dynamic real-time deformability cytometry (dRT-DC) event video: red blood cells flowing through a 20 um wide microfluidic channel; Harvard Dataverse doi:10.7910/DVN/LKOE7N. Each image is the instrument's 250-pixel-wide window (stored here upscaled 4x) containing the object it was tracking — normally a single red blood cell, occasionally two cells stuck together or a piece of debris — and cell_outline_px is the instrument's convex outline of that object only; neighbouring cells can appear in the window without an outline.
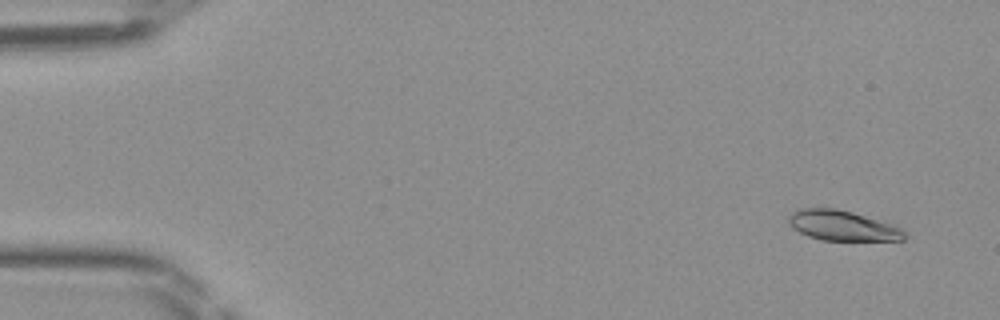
{"species": "Egyptian fruit bat (a non-hibernating species)", "species_latin": "Rousettus aegyptiacus", "temperature_condition": "room temperature", "stored_images_in_passage": 47, "camera_frame_rate_fps": 3000, "um_per_image_px": 0.085, "frame": {"image": 1, "passage_image": 2, "time_ms": 0.333, "image_size_px": [1000, 320], "cell_outline_px": [[908, 236], [904, 240], [824, 240], [808, 236], [792, 228], [788, 220], [788, 216], [792, 212], [800, 208], [836, 208], [852, 212], [892, 224], [900, 228]], "centroid_in_image_um": [71.6, 19.17], "position_along_channel_um": 13.4, "area_um2": 20.23}}
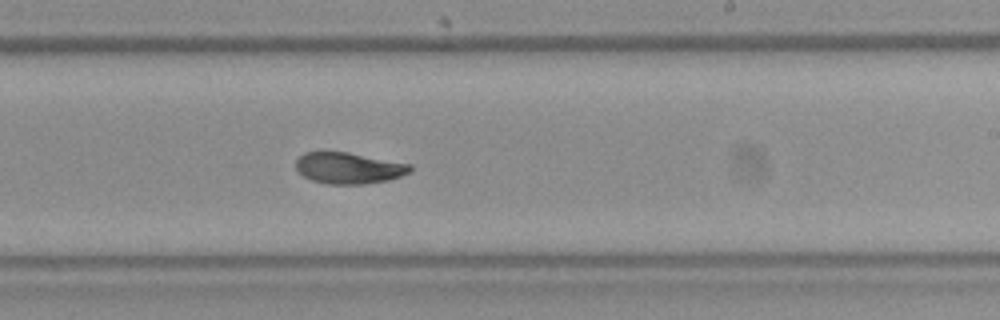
{"frame": {"image": 2, "passage_image": 28, "time_ms": 9.0, "image_size_px": [1000, 320], "cell_outline_px": [[412, 172], [388, 180], [360, 184], [328, 184], [312, 180], [304, 176], [296, 168], [296, 160], [304, 152], [348, 152], [412, 164]], "centroid_in_image_um": [29.67, 14.28], "position_along_channel_um": 259.3, "area_um2": 20.75}}
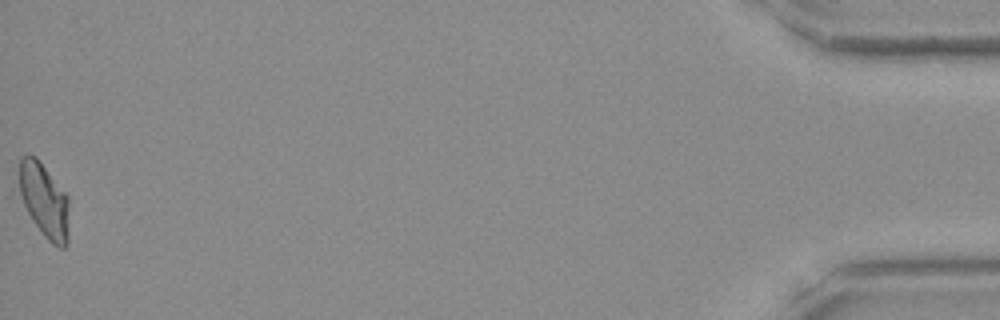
{"frame": {"image": 3, "passage_image": 47, "time_ms": 15.333, "image_size_px": [1000, 320], "cell_outline_px": [[68, 244], [64, 248], [60, 248], [52, 244], [44, 236], [32, 220], [24, 204], [20, 192], [20, 156], [36, 156], [68, 196]], "centroid_in_image_um": [3.79, 17.07], "position_along_channel_um": 431.4, "area_um2": 21.39}}